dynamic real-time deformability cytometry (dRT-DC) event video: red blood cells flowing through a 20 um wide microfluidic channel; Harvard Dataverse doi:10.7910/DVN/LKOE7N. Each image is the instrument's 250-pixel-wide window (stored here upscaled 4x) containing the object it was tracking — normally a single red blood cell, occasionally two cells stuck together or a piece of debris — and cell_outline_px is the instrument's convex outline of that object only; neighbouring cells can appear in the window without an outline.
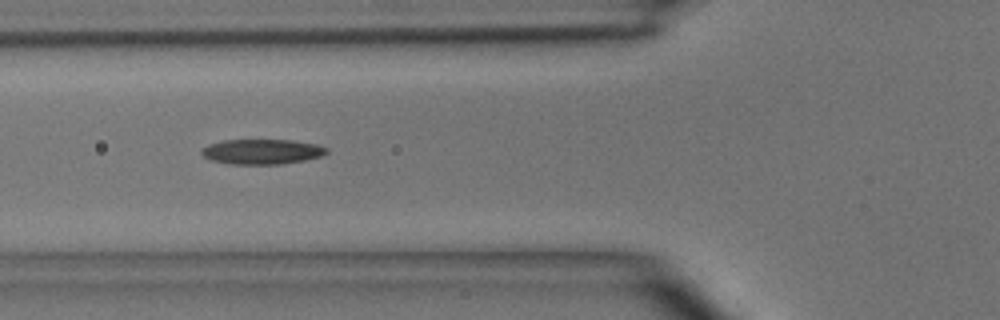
{"species": "common noctule bat (a hibernating species)", "species_latin": "Nyctalus noctula", "temperature_condition": "room temperature", "stored_images_in_passage": 7, "camera_frame_rate_fps": 3000, "um_per_image_px": 0.085, "animal": {"sex": "male", "body_mass_g": 15.6}, "frame": {"image": 1, "passage_image": 6, "time_ms": 5.667, "image_size_px": [1000, 320], "cell_outline_px": [[328, 152], [324, 156], [304, 160], [280, 164], [232, 164], [212, 160], [204, 156], [200, 152], [208, 144], [224, 140], [292, 140], [316, 144], [328, 148]], "centroid_in_image_um": [22.31, 12.89], "position_along_channel_um": 103.5, "area_um2": 18.21}}